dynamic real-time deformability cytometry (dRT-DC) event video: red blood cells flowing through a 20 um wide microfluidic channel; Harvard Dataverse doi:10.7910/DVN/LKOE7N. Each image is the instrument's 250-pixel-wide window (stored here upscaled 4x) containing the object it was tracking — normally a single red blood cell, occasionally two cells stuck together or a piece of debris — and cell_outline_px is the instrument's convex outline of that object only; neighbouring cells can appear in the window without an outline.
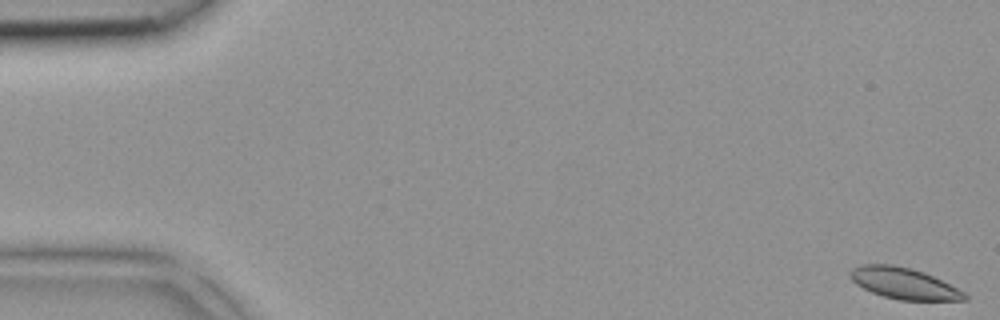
{"species": "common noctule bat (a hibernating species)", "species_latin": "Nyctalus noctula", "temperature_condition": "room temperature", "stored_images_in_passage": 43, "camera_frame_rate_fps": 3000, "um_per_image_px": 0.085, "animal": {"sex": "female", "body_mass_g": 18.4}, "frame": {"image": 1, "passage_image": 1, "time_ms": 0.0, "image_size_px": [1000, 320], "cell_outline_px": [[968, 300], [900, 300], [884, 296], [872, 292], [856, 284], [852, 280], [852, 268], [860, 264], [892, 264], [924, 272], [964, 292], [968, 296]], "centroid_in_image_um": [76.83, 24.09], "position_along_channel_um": 8.2, "area_um2": 20.4}}
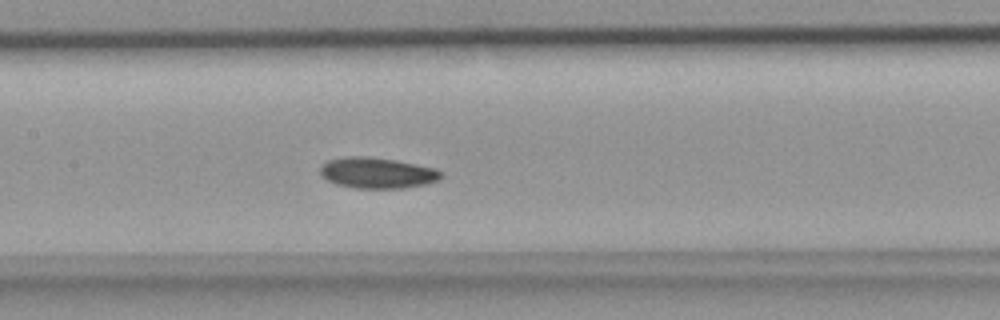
{"frame": {"image": 2, "passage_image": 21, "time_ms": 6.667, "image_size_px": [1000, 320], "cell_outline_px": [[444, 176], [440, 180], [428, 184], [404, 188], [356, 188], [336, 184], [320, 176], [320, 168], [328, 160], [348, 156], [364, 156], [396, 160], [436, 168], [444, 172]], "centroid_in_image_um": [32.12, 14.7], "position_along_channel_um": 175.3, "area_um2": 21.96}}
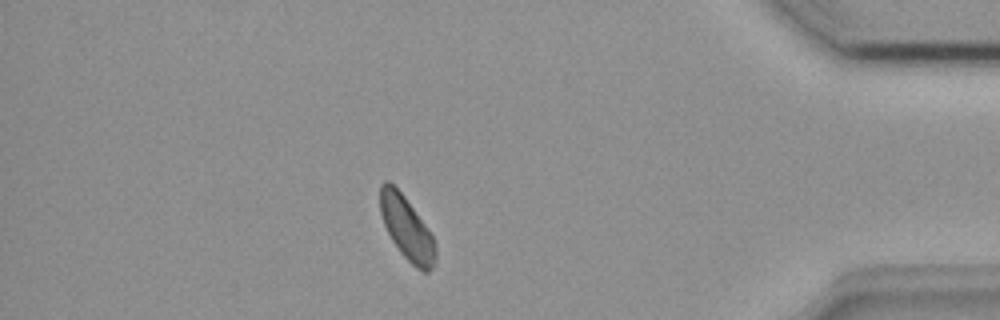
{"frame": {"image": 3, "passage_image": 38, "time_ms": 12.333, "image_size_px": [1000, 320], "cell_outline_px": [[436, 260], [432, 268], [428, 272], [424, 272], [416, 268], [400, 252], [392, 240], [384, 224], [380, 212], [380, 184], [384, 180], [388, 180], [404, 196], [424, 224], [432, 236], [436, 248]], "centroid_in_image_um": [34.56, 19.41], "position_along_channel_um": 400.6, "area_um2": 20.06}}